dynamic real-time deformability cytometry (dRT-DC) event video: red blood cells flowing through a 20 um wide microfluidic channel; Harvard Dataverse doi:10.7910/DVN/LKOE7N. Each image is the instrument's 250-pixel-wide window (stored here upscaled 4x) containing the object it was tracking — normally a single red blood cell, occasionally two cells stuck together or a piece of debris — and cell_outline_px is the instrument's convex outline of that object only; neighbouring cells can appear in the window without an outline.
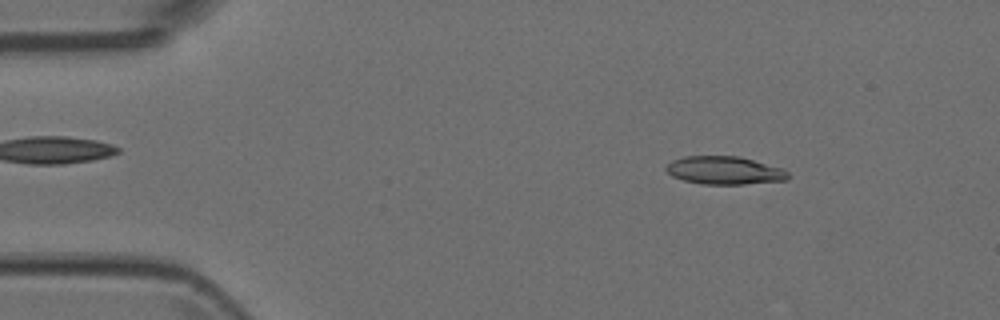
{"species": "Egyptian fruit bat (a non-hibernating species)", "species_latin": "Rousettus aegyptiacus", "temperature_condition": "room temperature", "stored_images_in_passage": 4, "camera_frame_rate_fps": 3000, "um_per_image_px": 0.085, "animal": {"sex": "female"}, "frame": {"image": 1, "passage_image": 2, "time_ms": 0.333, "image_size_px": [1000, 320], "cell_outline_px": [[788, 180], [744, 184], [704, 184], [684, 180], [672, 176], [664, 168], [672, 160], [684, 156], [740, 156], [784, 168], [788, 172]], "centroid_in_image_um": [61.6, 14.47], "position_along_channel_um": 23.4, "area_um2": 20.0}}